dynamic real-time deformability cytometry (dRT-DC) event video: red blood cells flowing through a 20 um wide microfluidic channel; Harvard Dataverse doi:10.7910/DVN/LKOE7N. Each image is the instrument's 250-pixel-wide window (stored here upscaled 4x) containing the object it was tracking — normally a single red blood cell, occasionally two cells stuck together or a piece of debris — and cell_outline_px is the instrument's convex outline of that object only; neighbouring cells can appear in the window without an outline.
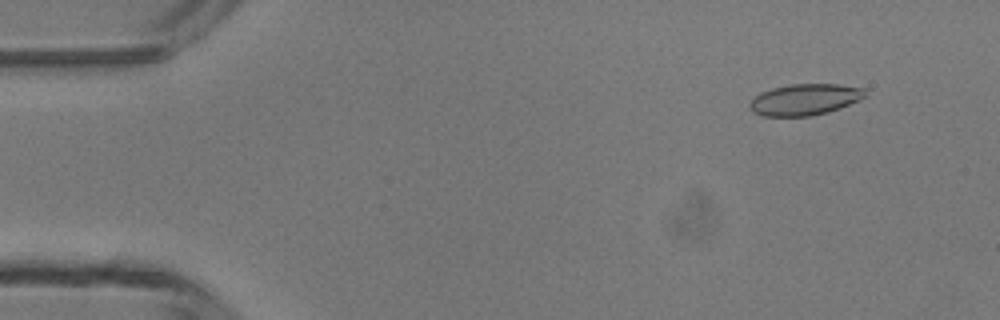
{"species": "common noctule bat (a hibernating species)", "species_latin": "Nyctalus noctula", "temperature_condition": "room temperature", "stored_images_in_passage": 47, "camera_frame_rate_fps": 3000, "um_per_image_px": 0.085, "animal": {"sex": "male", "body_mass_g": 13.3}, "frame": {"image": 1, "passage_image": 5, "time_ms": 1.333, "image_size_px": [1000, 320], "cell_outline_px": [[868, 96], [860, 100], [828, 112], [812, 116], [764, 116], [752, 112], [748, 108], [748, 104], [760, 92], [772, 88], [792, 84], [840, 84], [864, 88]], "centroid_in_image_um": [68.41, 8.46], "position_along_channel_um": 16.6, "area_um2": 21.21}}
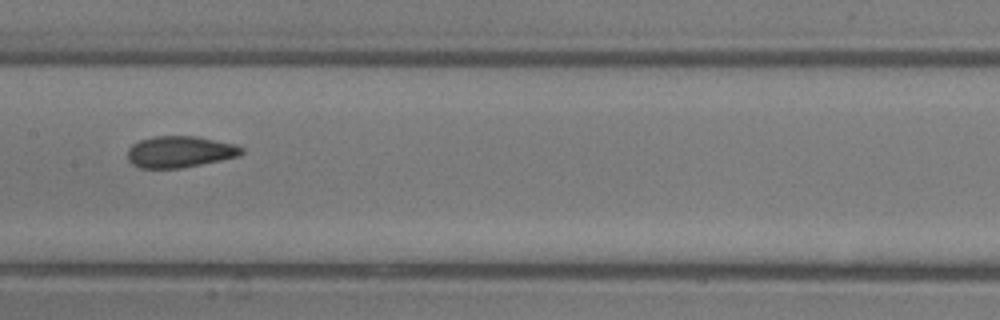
{"frame": {"image": 2, "passage_image": 24, "time_ms": 7.667, "image_size_px": [1000, 320], "cell_outline_px": [[244, 152], [240, 156], [180, 168], [140, 168], [132, 164], [128, 160], [128, 148], [132, 144], [140, 140], [152, 136], [196, 136], [236, 144], [244, 148]], "centroid_in_image_um": [15.29, 12.89], "position_along_channel_um": 192.1, "area_um2": 20.98}}
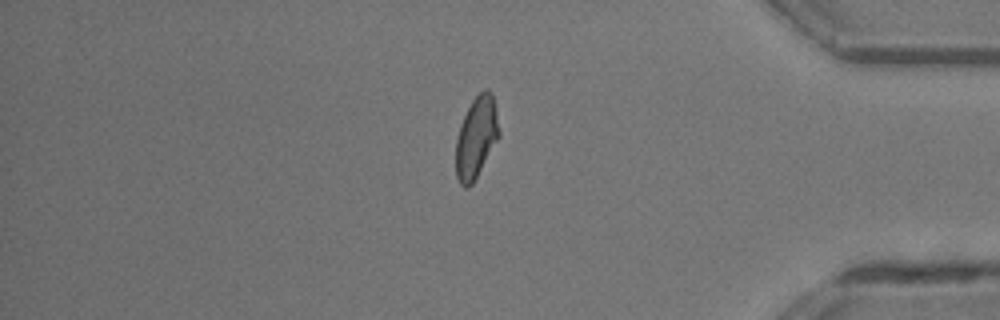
{"frame": {"image": 3, "passage_image": 40, "time_ms": 13.0, "image_size_px": [1000, 320], "cell_outline_px": [[500, 136], [472, 184], [468, 188], [464, 188], [460, 184], [456, 176], [456, 136], [460, 124], [472, 100], [484, 88], [488, 88], [492, 92], [500, 132]], "centroid_in_image_um": [40.48, 11.68], "position_along_channel_um": 394.7, "area_um2": 20.52}, "authors_computed_cell_mechanics": {"area_um2": 20.9814, "velocity_mm_per_s": 4.3799, "shape_relaxation_time_tau1_ms": 6.7333, "shape_relaxation_time_tau2_ms": 1.4769, "deformation_change_tau1": 0.1617, "deformation_change_tau2": 0.0626}}